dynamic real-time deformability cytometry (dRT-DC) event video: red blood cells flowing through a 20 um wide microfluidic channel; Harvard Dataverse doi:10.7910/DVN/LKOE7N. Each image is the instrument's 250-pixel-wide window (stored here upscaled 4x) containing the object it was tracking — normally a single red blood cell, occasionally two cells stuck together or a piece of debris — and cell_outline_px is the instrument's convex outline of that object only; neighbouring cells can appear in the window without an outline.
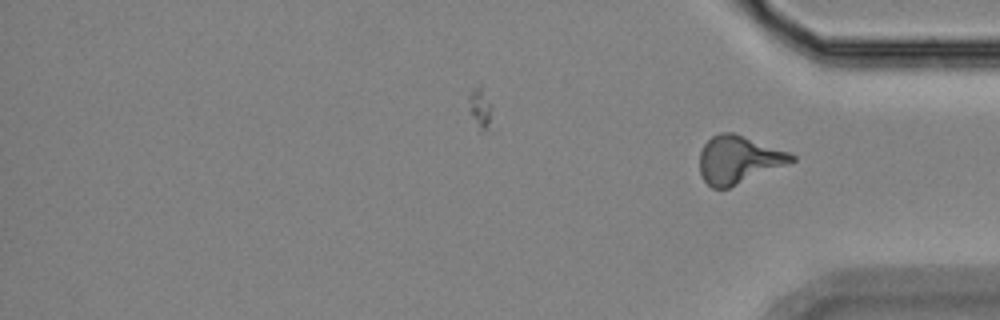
{"species": "Egyptian fruit bat (a non-hibernating species)", "species_latin": "Rousettus aegyptiacus", "temperature_condition": "room temperature", "stored_images_in_passage": 15, "segment_of_instrument_passage": [2, 2], "camera_frame_rate_fps": 3000, "um_per_image_px": 0.085, "animal": {"sex": "female"}, "frame": {"image": 1, "passage_image": 15, "time_ms": 18.333, "image_size_px": [1000, 320], "cell_outline_px": [[796, 160], [788, 164], [728, 188], [712, 188], [704, 180], [700, 172], [700, 152], [704, 144], [712, 136], [720, 132], [732, 132], [788, 152], [796, 156]], "centroid_in_image_um": [62.76, 13.57], "position_along_channel_um": 372.4, "area_um2": 25.2}}